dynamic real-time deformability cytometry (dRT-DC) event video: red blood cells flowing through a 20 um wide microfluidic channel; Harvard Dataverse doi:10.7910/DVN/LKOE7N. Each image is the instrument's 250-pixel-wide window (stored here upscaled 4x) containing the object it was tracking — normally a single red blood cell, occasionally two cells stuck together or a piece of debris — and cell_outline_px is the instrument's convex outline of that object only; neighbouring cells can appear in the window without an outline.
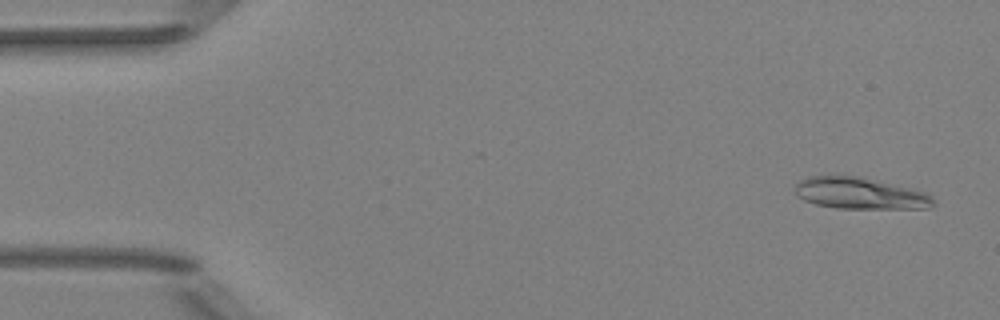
{"species": "Egyptian fruit bat (a non-hibernating species)", "species_latin": "Rousettus aegyptiacus", "temperature_condition": "room temperature", "stored_images_in_passage": 6, "camera_frame_rate_fps": 3000, "um_per_image_px": 0.085, "animal": {"sex": "female"}, "frame": {"image": 1, "passage_image": 1, "time_ms": 0.0, "image_size_px": [1000, 320], "cell_outline_px": [[936, 204], [928, 208], [836, 208], [816, 204], [804, 200], [796, 196], [796, 184], [800, 180], [808, 176], [864, 176], [912, 188], [924, 192], [932, 196]], "centroid_in_image_um": [73.12, 16.42], "position_along_channel_um": 11.9, "area_um2": 25.55}}
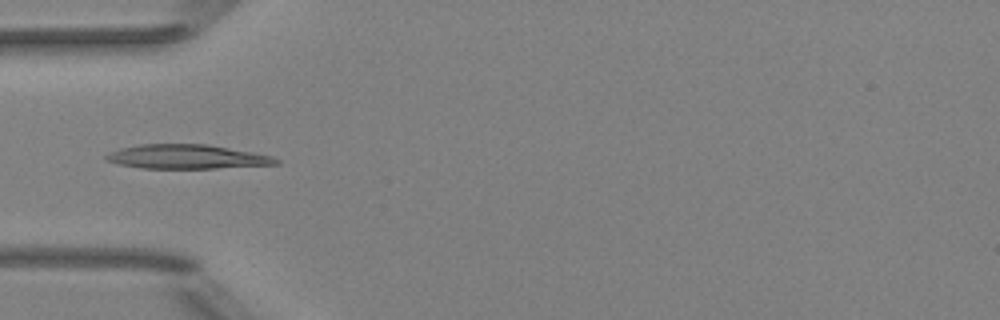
{"frame": {"image": 2, "passage_image": 5, "time_ms": 4.667, "image_size_px": [1000, 320], "cell_outline_px": [[280, 164], [216, 168], [140, 168], [120, 164], [104, 160], [104, 156], [108, 152], [120, 148], [140, 144], [208, 144], [252, 152], [272, 156], [280, 160]], "centroid_in_image_um": [15.86, 13.32], "position_along_channel_um": 69.1, "area_um2": 23.99}}
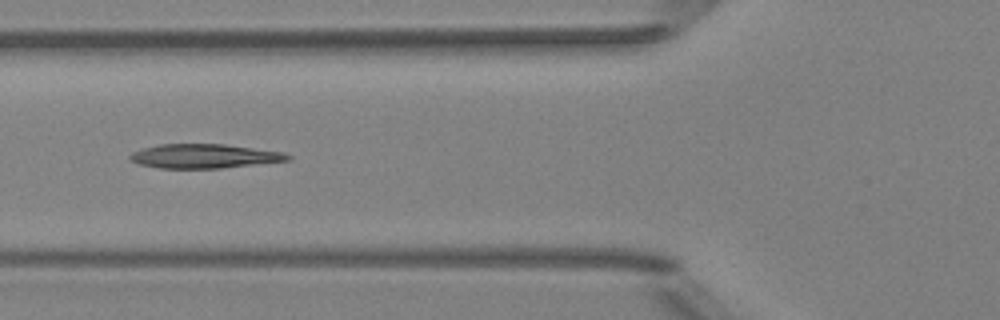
{"frame": {"image": 3, "passage_image": 6, "time_ms": 5.667, "image_size_px": [1000, 320], "cell_outline_px": [[292, 156], [288, 160], [220, 168], [160, 168], [140, 164], [128, 160], [128, 156], [132, 152], [144, 148], [160, 144], [224, 144], [284, 152]], "centroid_in_image_um": [17.32, 13.26], "position_along_channel_um": 108.5, "area_um2": 22.02}}